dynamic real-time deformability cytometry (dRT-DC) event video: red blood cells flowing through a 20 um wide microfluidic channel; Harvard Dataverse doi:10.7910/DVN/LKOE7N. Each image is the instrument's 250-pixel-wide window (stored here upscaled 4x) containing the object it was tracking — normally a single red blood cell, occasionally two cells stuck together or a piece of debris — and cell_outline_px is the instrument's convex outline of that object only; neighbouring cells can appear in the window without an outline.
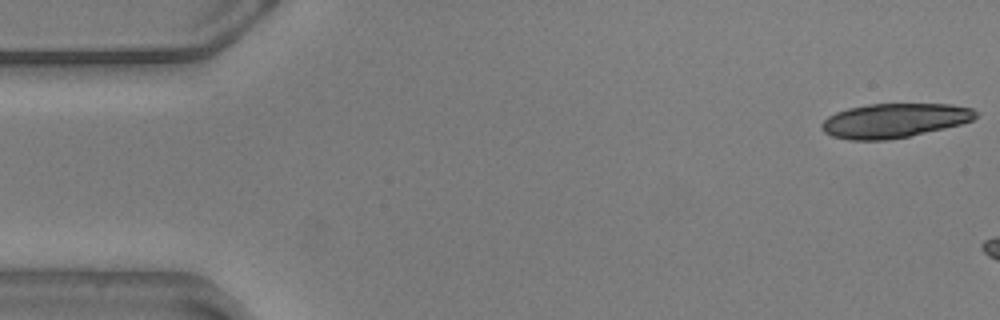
{"species": "common noctule bat (a hibernating species)", "species_latin": "Nyctalus noctula", "temperature_condition": "warm", "stored_images_in_passage": 7, "camera_frame_rate_fps": 3000, "um_per_image_px": 0.085, "animal": {"sex": "male", "body_mass_g": 20.5, "forearm_length_mm": 52.5}, "frame": {"image": 1, "passage_image": 1, "time_ms": 0.0, "image_size_px": [1000, 320], "cell_outline_px": [[976, 116], [972, 120], [960, 124], [944, 128], [908, 136], [884, 140], [848, 140], [832, 136], [824, 132], [820, 128], [820, 124], [828, 116], [836, 112], [848, 108], [868, 104], [952, 104], [972, 108], [976, 112]], "centroid_in_image_um": [75.97, 10.24], "position_along_channel_um": 9.0, "area_um2": 30.69}}